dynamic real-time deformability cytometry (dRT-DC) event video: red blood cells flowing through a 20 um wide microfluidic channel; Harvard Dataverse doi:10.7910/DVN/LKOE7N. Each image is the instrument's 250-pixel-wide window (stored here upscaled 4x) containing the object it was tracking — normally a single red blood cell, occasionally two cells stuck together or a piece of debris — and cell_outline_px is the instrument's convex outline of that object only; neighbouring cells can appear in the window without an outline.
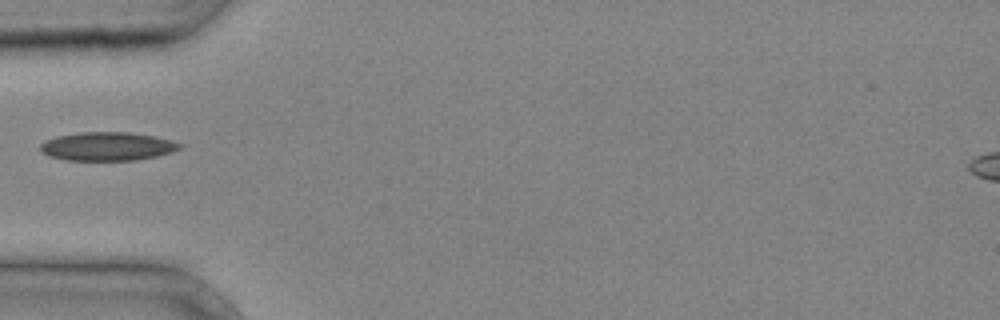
{"species": "common noctule bat (a hibernating species)", "species_latin": "Nyctalus noctula", "temperature_condition": "cold", "stored_images_in_passage": 2, "camera_frame_rate_fps": 3000, "um_per_image_px": 0.085, "animal": {"sex": "male", "body_mass_g": 20.4}, "frame": {"image": 1, "passage_image": 2, "time_ms": 0.333, "image_size_px": [1000, 320], "cell_outline_px": [[184, 144], [180, 148], [172, 152], [156, 156], [136, 160], [68, 160], [48, 156], [40, 152], [40, 144], [44, 140], [56, 136], [80, 132], [128, 132], [152, 136], [172, 140]], "centroid_in_image_um": [9.1, 12.44], "position_along_channel_um": 75.9, "area_um2": 23.29}}